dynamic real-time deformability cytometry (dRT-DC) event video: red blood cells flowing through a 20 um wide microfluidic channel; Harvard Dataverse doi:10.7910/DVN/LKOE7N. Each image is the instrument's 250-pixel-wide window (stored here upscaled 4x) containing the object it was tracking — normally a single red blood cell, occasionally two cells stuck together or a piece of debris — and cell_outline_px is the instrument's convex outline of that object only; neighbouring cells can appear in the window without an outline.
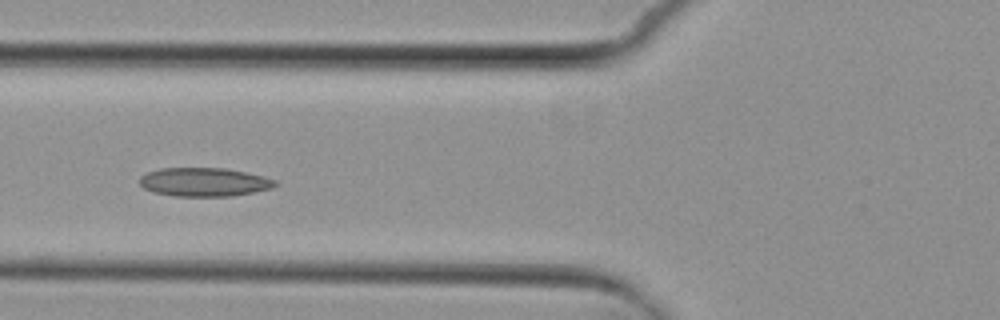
{"species": "common noctule bat (a hibernating species)", "species_latin": "Nyctalus noctula", "temperature_condition": "cold", "stored_images_in_passage": 6, "camera_frame_rate_fps": 3000, "um_per_image_px": 0.085, "animal": {"sex": "female", "body_mass_g": 29.2, "forearm_length_mm": 56.3}, "frame": {"image": 1, "passage_image": 3, "time_ms": 2.333, "image_size_px": [1000, 320], "cell_outline_px": [[276, 184], [272, 188], [232, 196], [176, 196], [152, 192], [144, 188], [140, 184], [140, 176], [148, 172], [160, 168], [224, 168], [264, 176], [276, 180]], "centroid_in_image_um": [17.33, 15.47], "position_along_channel_um": 108.5, "area_um2": 22.54}}
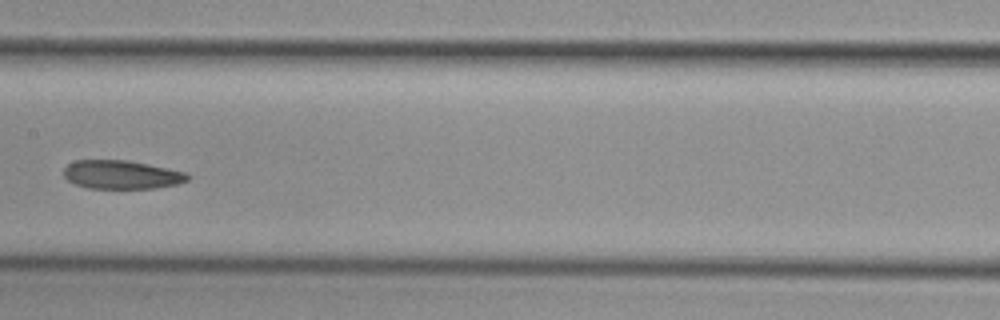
{"frame": {"image": 2, "passage_image": 5, "time_ms": 4.667, "image_size_px": [1000, 320], "cell_outline_px": [[192, 176], [188, 180], [176, 184], [156, 188], [88, 188], [76, 184], [68, 180], [64, 176], [64, 168], [68, 164], [76, 160], [128, 160], [168, 168], [184, 172]], "centroid_in_image_um": [10.34, 14.84], "position_along_channel_um": 197.1, "area_um2": 20.58}}
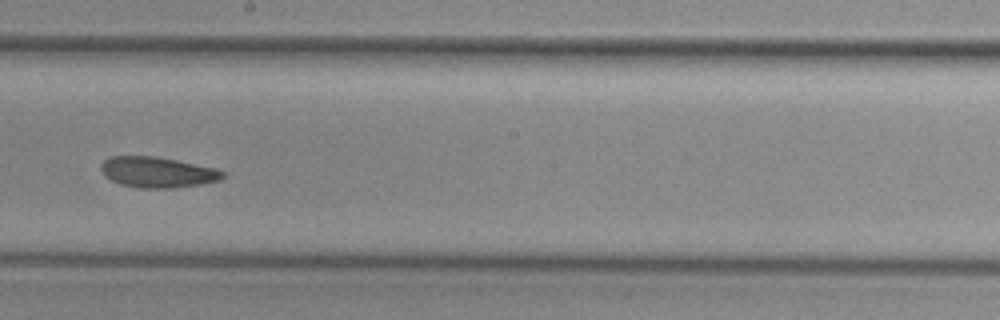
{"frame": {"image": 3, "passage_image": 6, "time_ms": 5.667, "image_size_px": [1000, 320], "cell_outline_px": [[224, 176], [220, 180], [200, 184], [172, 188], [140, 188], [120, 184], [104, 176], [100, 168], [100, 164], [104, 160], [112, 156], [156, 156], [216, 168], [224, 172]], "centroid_in_image_um": [13.36, 14.63], "position_along_channel_um": 234.8, "area_um2": 21.73}}